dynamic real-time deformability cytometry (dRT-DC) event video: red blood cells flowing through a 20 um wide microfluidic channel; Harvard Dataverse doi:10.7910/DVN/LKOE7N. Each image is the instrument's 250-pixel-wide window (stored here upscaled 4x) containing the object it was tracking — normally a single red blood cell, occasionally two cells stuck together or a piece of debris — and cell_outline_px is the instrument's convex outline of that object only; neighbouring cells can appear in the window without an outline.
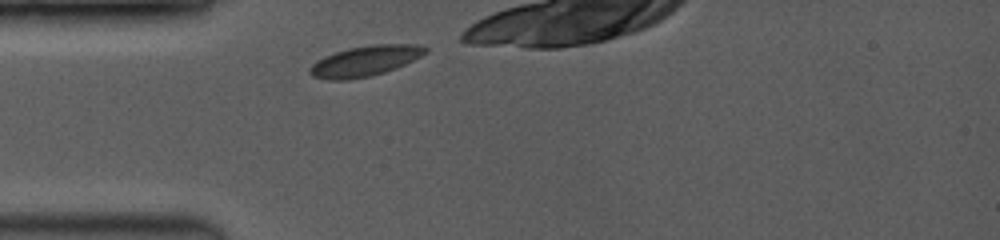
{"species": "common noctule bat (a hibernating species)", "species_latin": "Nyctalus noctula", "temperature_condition": "room temperature", "stored_images_in_passage": 1, "camera_frame_rate_fps": 3500, "um_per_image_px": 0.085, "animal": {"sex": "female", "body_mass_g": 19.0, "forearm_length_mm": 53.3}, "frame": {"image": 1, "passage_image": 1, "time_ms": 0.0, "image_size_px": [1000, 240], "cell_outline_px": [[428, 52], [404, 64], [384, 72], [368, 76], [344, 80], [328, 80], [312, 76], [308, 72], [308, 68], [316, 60], [324, 56], [348, 48], [368, 44], [420, 44], [428, 48]], "centroid_in_image_um": [31.0, 5.17], "position_along_channel_um": 54.0, "area_um2": 20.46}}